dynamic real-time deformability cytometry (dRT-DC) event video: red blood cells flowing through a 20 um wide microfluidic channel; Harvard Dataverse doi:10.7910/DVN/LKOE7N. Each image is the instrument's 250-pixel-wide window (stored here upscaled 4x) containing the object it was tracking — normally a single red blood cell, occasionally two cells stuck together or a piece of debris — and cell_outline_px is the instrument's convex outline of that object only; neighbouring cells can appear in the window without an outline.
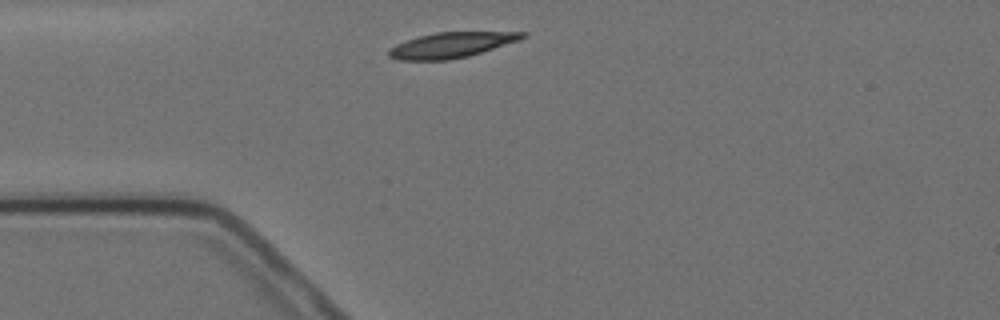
{"species": "Egyptian fruit bat (a non-hibernating species)", "species_latin": "Rousettus aegyptiacus", "temperature_condition": "cold", "stored_images_in_passage": 12, "camera_frame_rate_fps": 3000, "um_per_image_px": 0.085, "animal": {"sex": "female"}, "frame": {"image": 1, "passage_image": 1, "time_ms": 0.0, "image_size_px": [1000, 320], "cell_outline_px": [[528, 36], [520, 40], [468, 56], [448, 60], [400, 60], [388, 56], [388, 48], [396, 44], [420, 36], [436, 32], [528, 32]], "centroid_in_image_um": [38.37, 3.82], "position_along_channel_um": 46.6, "area_um2": 19.65}}
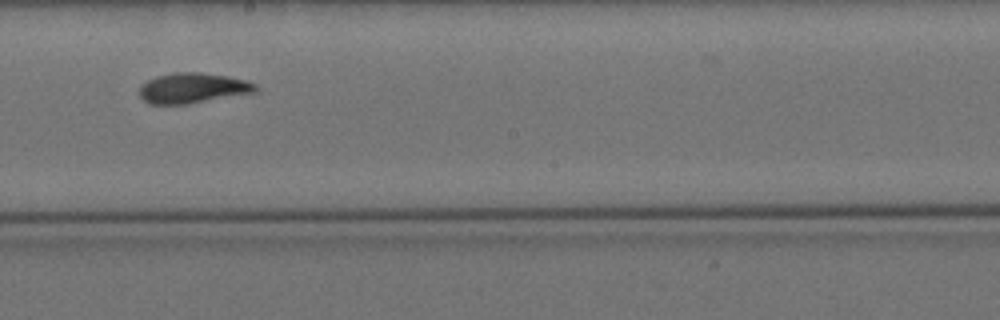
{"frame": {"image": 2, "passage_image": 6, "time_ms": 5.667, "image_size_px": [1000, 320], "cell_outline_px": [[256, 92], [188, 104], [148, 104], [140, 96], [140, 88], [148, 80], [156, 76], [176, 72], [200, 72], [228, 76], [244, 80], [256, 84]], "centroid_in_image_um": [16.38, 7.49], "position_along_channel_um": 231.8, "area_um2": 20.35}}
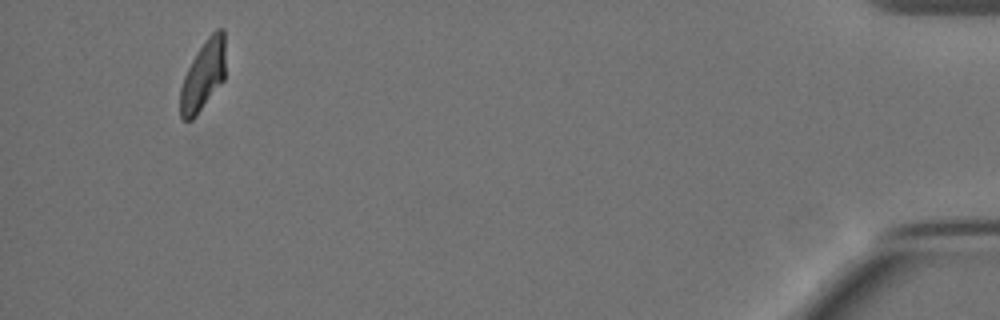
{"frame": {"image": 3, "passage_image": 12, "time_ms": 13.333, "image_size_px": [1000, 320], "cell_outline_px": [[224, 80], [196, 116], [192, 120], [184, 120], [180, 116], [180, 88], [184, 76], [196, 52], [208, 36], [216, 28], [224, 28]], "centroid_in_image_um": [17.26, 6.41], "position_along_channel_um": 417.9, "area_um2": 18.38}, "authors_computed_cell_mechanics": {"area_um2": 19.9699, "velocity_mm_per_s": 3.4767, "shape_relaxation_time_tau1_ms": 8.0068, "shape_relaxation_time_tau2_ms": 1.449, "deformation_change_tau1": 0.2451, "deformation_change_tau2": 0.066}}